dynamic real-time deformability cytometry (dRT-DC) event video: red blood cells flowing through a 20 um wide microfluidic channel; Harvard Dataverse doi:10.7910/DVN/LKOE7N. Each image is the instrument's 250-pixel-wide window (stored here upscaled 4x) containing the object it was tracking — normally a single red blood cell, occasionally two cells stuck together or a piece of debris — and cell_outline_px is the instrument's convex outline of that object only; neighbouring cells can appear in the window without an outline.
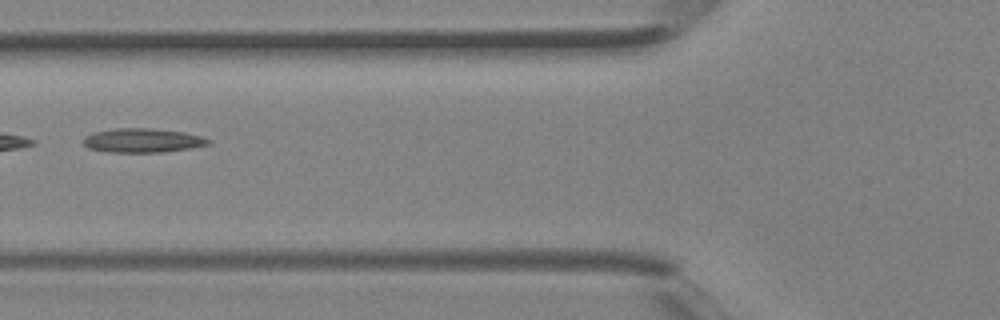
{"species": "Egyptian fruit bat (a non-hibernating species)", "species_latin": "Rousettus aegyptiacus", "temperature_condition": "room temperature", "stored_images_in_passage": 3, "camera_frame_rate_fps": 3000, "um_per_image_px": 0.085, "animal": {"sex": "female"}, "frame": {"image": 1, "passage_image": 3, "time_ms": 0.667, "image_size_px": [1000, 320], "cell_outline_px": [[212, 140], [208, 144], [192, 148], [164, 152], [112, 152], [88, 148], [84, 144], [84, 136], [92, 132], [112, 128], [148, 128], [184, 132], [200, 136]], "centroid_in_image_um": [12.1, 11.93], "position_along_channel_um": 113.7, "area_um2": 17.57}}